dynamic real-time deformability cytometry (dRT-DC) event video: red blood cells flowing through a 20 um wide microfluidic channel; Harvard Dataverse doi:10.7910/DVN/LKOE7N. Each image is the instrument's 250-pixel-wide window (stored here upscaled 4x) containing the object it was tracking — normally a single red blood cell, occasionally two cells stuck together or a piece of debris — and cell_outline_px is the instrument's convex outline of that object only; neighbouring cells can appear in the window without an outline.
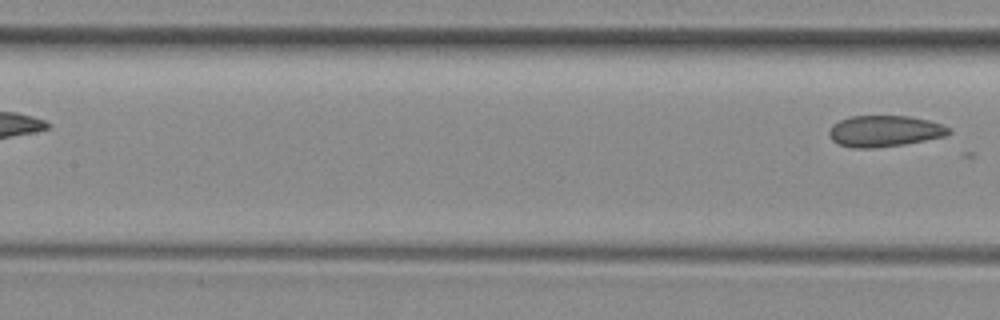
{"species": "common noctule bat (a hibernating species)", "species_latin": "Nyctalus noctula", "temperature_condition": "room temperature", "stored_images_in_passage": 7, "segment_of_instrument_passage": [2, 2], "camera_frame_rate_fps": 3000, "um_per_image_px": 0.085, "animal": {"sex": "female", "body_mass_g": 29.2, "forearm_length_mm": 56.3}, "frame": {"image": 1, "passage_image": 7, "time_ms": 7.0, "image_size_px": [1000, 320], "cell_outline_px": [[952, 132], [944, 136], [904, 144], [872, 148], [852, 148], [840, 144], [832, 140], [828, 132], [832, 124], [840, 120], [852, 116], [908, 116], [928, 120], [952, 128]], "centroid_in_image_um": [75.18, 11.14], "position_along_channel_um": 132.2, "area_um2": 21.68}}